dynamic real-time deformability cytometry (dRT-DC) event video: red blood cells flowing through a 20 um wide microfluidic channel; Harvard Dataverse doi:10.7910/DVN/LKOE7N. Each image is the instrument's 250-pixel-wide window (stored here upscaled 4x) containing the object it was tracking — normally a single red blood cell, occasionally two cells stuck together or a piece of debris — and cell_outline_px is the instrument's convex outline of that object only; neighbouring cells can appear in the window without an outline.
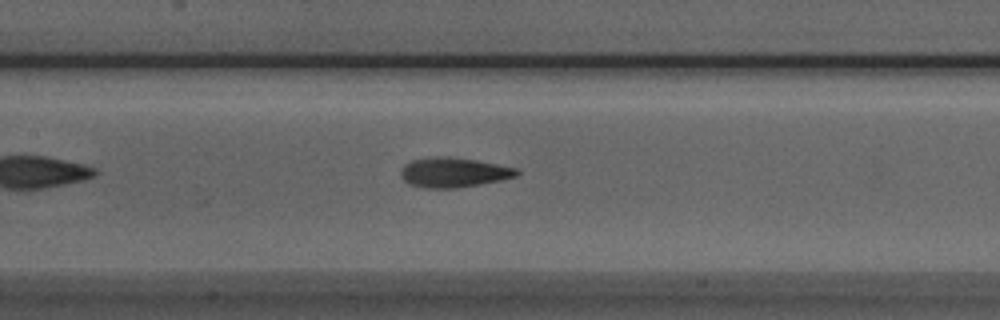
{"species": "Egyptian fruit bat (a non-hibernating species)", "species_latin": "Rousettus aegyptiacus", "temperature_condition": "room temperature", "stored_images_in_passage": 38, "camera_frame_rate_fps": 3000, "um_per_image_px": 0.085, "animal": {"sex": "male"}, "frame": {"image": 1, "passage_image": 13, "time_ms": 4.0, "image_size_px": [1000, 320], "cell_outline_px": [[520, 172], [516, 176], [500, 180], [456, 188], [428, 188], [408, 184], [404, 180], [400, 172], [400, 168], [404, 164], [412, 160], [428, 156], [448, 156], [476, 160], [520, 168]], "centroid_in_image_um": [38.54, 14.63], "position_along_channel_um": 168.9, "area_um2": 20.29}}
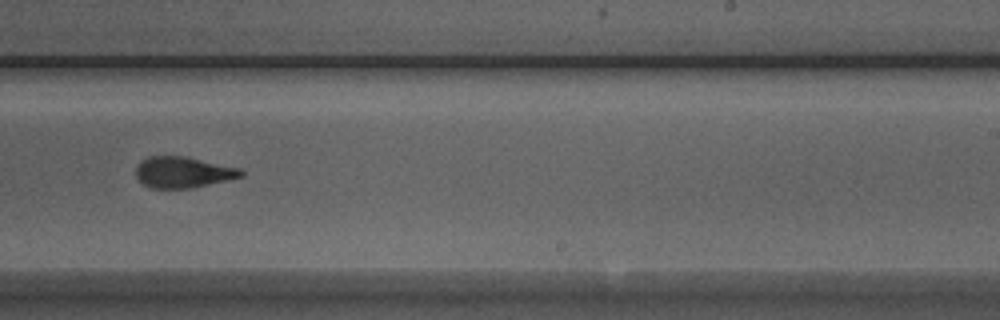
{"frame": {"image": 2, "passage_image": 21, "time_ms": 6.667, "image_size_px": [1000, 320], "cell_outline_px": [[244, 176], [188, 188], [152, 188], [144, 184], [136, 176], [136, 168], [144, 160], [152, 156], [184, 156], [240, 168], [244, 172]], "centroid_in_image_um": [15.57, 14.64], "position_along_channel_um": 273.4, "area_um2": 18.55}}
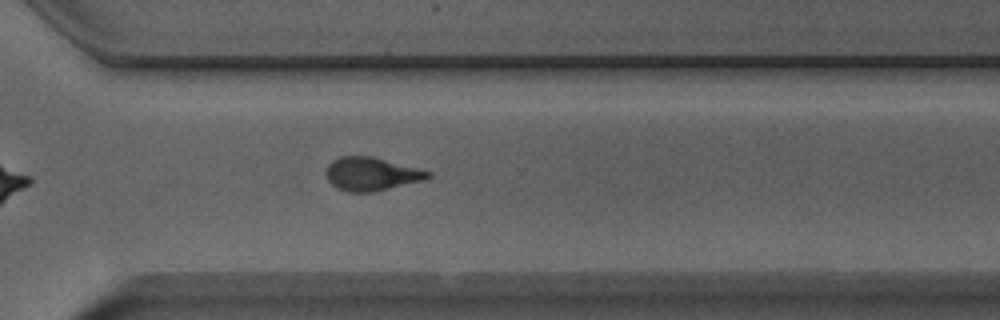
{"frame": {"image": 3, "passage_image": 26, "time_ms": 8.333, "image_size_px": [1000, 320], "cell_outline_px": [[432, 176], [424, 180], [372, 192], [348, 192], [336, 188], [328, 180], [328, 164], [332, 160], [340, 156], [372, 156], [432, 172]], "centroid_in_image_um": [31.58, 14.78], "position_along_channel_um": 339.0, "area_um2": 19.59}, "authors_computed_cell_mechanics": {"area_um2": 19.5942, "velocity_mm_per_s": 3.9434, "shape_relaxation_time_tau1_ms": 5.6758, "shape_relaxation_time_tau2_ms": 1.7751, "deformation_change_tau1": 0.1967, "deformation_change_tau2": 0.1077}}